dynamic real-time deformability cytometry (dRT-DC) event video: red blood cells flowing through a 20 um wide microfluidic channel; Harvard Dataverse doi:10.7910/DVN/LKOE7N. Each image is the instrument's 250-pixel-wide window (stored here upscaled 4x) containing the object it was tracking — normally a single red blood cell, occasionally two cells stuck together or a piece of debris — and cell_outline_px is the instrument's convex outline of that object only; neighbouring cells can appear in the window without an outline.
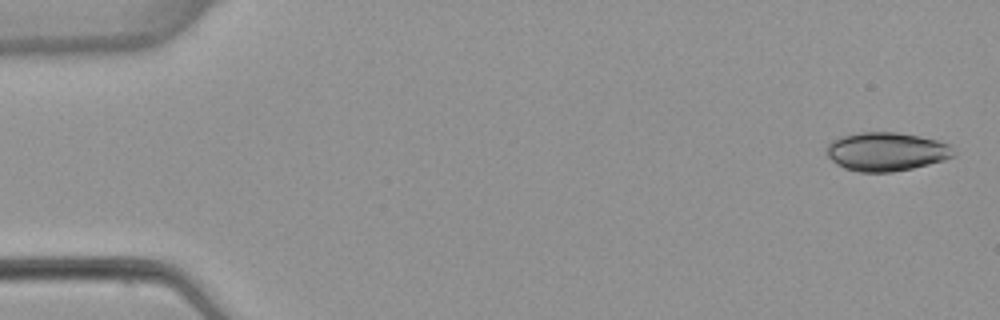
{"species": "common noctule bat (a hibernating species)", "species_latin": "Nyctalus noctula", "temperature_condition": "warm", "stored_images_in_passage": 5, "camera_frame_rate_fps": 3000, "um_per_image_px": 0.085, "animal": {"sex": "female", "body_mass_g": 22.7, "forearm_length_mm": 54.2}, "frame": {"image": 1, "passage_image": 1, "time_ms": 0.0, "image_size_px": [1000, 320], "cell_outline_px": [[956, 156], [944, 160], [912, 168], [892, 172], [860, 172], [844, 168], [836, 164], [828, 156], [828, 144], [832, 140], [844, 136], [860, 132], [896, 132], [920, 136], [952, 144], [956, 152]], "centroid_in_image_um": [75.4, 12.89], "position_along_channel_um": 9.6, "area_um2": 28.67}}
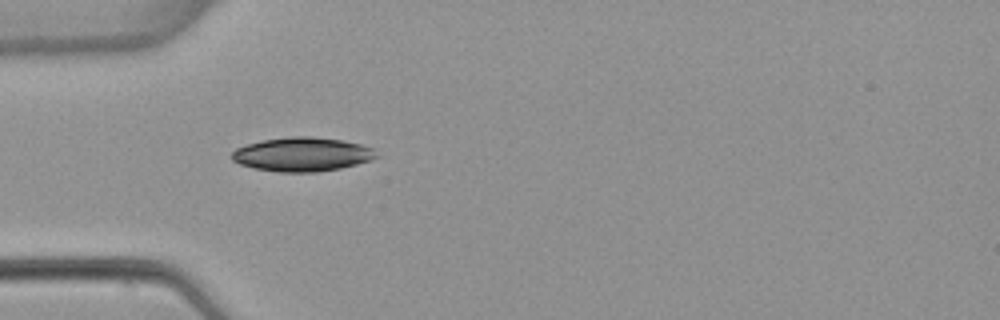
{"frame": {"image": 2, "passage_image": 5, "time_ms": 4.667, "image_size_px": [1000, 320], "cell_outline_px": [[380, 156], [372, 160], [340, 168], [316, 172], [280, 172], [252, 168], [240, 164], [232, 160], [232, 152], [236, 148], [248, 144], [264, 140], [292, 136], [312, 136], [340, 140], [360, 144], [376, 148]], "centroid_in_image_um": [25.73, 13.12], "position_along_channel_um": 59.3, "area_um2": 28.73}}